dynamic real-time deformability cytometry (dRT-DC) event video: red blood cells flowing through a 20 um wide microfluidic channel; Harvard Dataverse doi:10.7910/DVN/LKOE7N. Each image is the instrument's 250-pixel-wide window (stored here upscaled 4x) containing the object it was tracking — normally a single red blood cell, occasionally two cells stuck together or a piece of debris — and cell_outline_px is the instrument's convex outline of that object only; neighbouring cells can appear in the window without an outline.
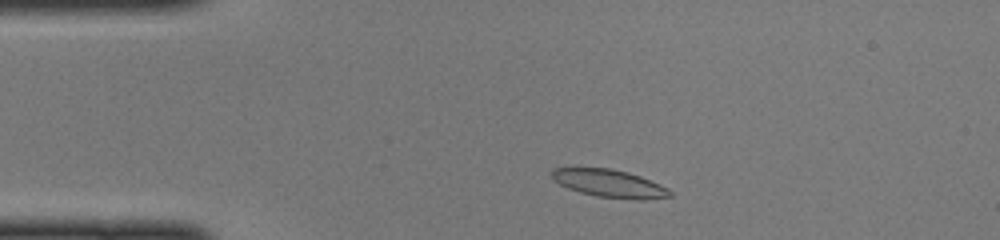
{"species": "common noctule bat (a hibernating species)", "species_latin": "Nyctalus noctula", "temperature_condition": "cold", "stored_images_in_passage": 42, "camera_frame_rate_fps": 3000, "um_per_image_px": 0.085, "animal": {"sex": "female", "body_mass_g": 22.0, "forearm_length_mm": 56.7}, "frame": {"image": 1, "passage_image": 4, "time_ms": 1.0, "image_size_px": [1000, 240], "cell_outline_px": [[672, 196], [644, 200], [636, 200], [596, 196], [580, 192], [568, 188], [552, 180], [552, 168], [576, 164], [612, 168], [628, 172], [640, 176], [660, 184], [668, 188], [672, 192]], "centroid_in_image_um": [51.71, 15.53], "position_along_channel_um": 33.3, "area_um2": 20.06}}
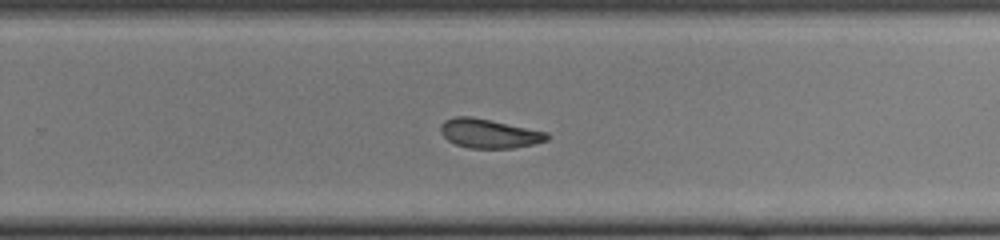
{"frame": {"image": 2, "passage_image": 25, "time_ms": 8.0, "image_size_px": [1000, 240], "cell_outline_px": [[548, 140], [532, 144], [512, 148], [468, 148], [456, 144], [448, 140], [440, 132], [440, 124], [444, 120], [456, 116], [472, 116], [492, 120], [548, 132]], "centroid_in_image_um": [41.55, 11.33], "position_along_channel_um": 288.3, "area_um2": 18.09}}
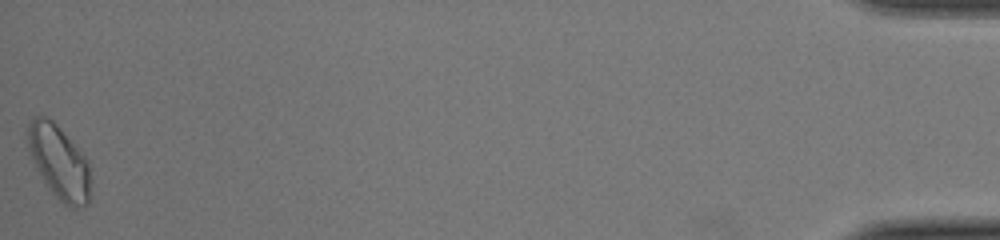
{"frame": {"image": 3, "passage_image": 42, "time_ms": 13.667, "image_size_px": [1000, 240], "cell_outline_px": [[92, 184], [88, 204], [84, 208], [72, 208], [64, 204], [48, 188], [36, 168], [28, 152], [28, 120], [36, 116], [48, 116], [56, 124], [88, 160]], "centroid_in_image_um": [5.04, 13.81], "position_along_channel_um": 430.2, "area_um2": 27.22}}